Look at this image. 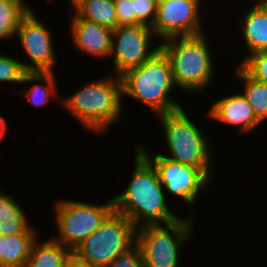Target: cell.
<instances>
[{
    "label": "cell",
    "mask_w": 267,
    "mask_h": 267,
    "mask_svg": "<svg viewBox=\"0 0 267 267\" xmlns=\"http://www.w3.org/2000/svg\"><path fill=\"white\" fill-rule=\"evenodd\" d=\"M133 169L127 187L115 194V211L127 217L137 228L166 224L181 216L171 210L156 168L134 147Z\"/></svg>",
    "instance_id": "cell-1"
},
{
    "label": "cell",
    "mask_w": 267,
    "mask_h": 267,
    "mask_svg": "<svg viewBox=\"0 0 267 267\" xmlns=\"http://www.w3.org/2000/svg\"><path fill=\"white\" fill-rule=\"evenodd\" d=\"M122 99V78L109 74L86 81L69 96H63L60 105L81 124L83 130L101 137L112 124H121Z\"/></svg>",
    "instance_id": "cell-2"
},
{
    "label": "cell",
    "mask_w": 267,
    "mask_h": 267,
    "mask_svg": "<svg viewBox=\"0 0 267 267\" xmlns=\"http://www.w3.org/2000/svg\"><path fill=\"white\" fill-rule=\"evenodd\" d=\"M207 34L171 37L160 42V49L171 63L175 84L183 94L186 91L191 95H202L214 82L212 58L215 55L211 54L213 50Z\"/></svg>",
    "instance_id": "cell-3"
},
{
    "label": "cell",
    "mask_w": 267,
    "mask_h": 267,
    "mask_svg": "<svg viewBox=\"0 0 267 267\" xmlns=\"http://www.w3.org/2000/svg\"><path fill=\"white\" fill-rule=\"evenodd\" d=\"M121 78L124 100L129 97L140 102L155 116L183 107L173 96L178 87L171 63L161 49L142 65L128 70Z\"/></svg>",
    "instance_id": "cell-4"
},
{
    "label": "cell",
    "mask_w": 267,
    "mask_h": 267,
    "mask_svg": "<svg viewBox=\"0 0 267 267\" xmlns=\"http://www.w3.org/2000/svg\"><path fill=\"white\" fill-rule=\"evenodd\" d=\"M187 109L181 107L175 111L157 115L168 153L162 156L173 161L200 168L211 180L214 178V148L201 126L190 117ZM212 149V150H211ZM213 151V152H212Z\"/></svg>",
    "instance_id": "cell-5"
},
{
    "label": "cell",
    "mask_w": 267,
    "mask_h": 267,
    "mask_svg": "<svg viewBox=\"0 0 267 267\" xmlns=\"http://www.w3.org/2000/svg\"><path fill=\"white\" fill-rule=\"evenodd\" d=\"M195 219L193 216H181L170 223L138 227L136 246L141 252L145 266L179 267L182 247L194 240Z\"/></svg>",
    "instance_id": "cell-6"
},
{
    "label": "cell",
    "mask_w": 267,
    "mask_h": 267,
    "mask_svg": "<svg viewBox=\"0 0 267 267\" xmlns=\"http://www.w3.org/2000/svg\"><path fill=\"white\" fill-rule=\"evenodd\" d=\"M109 199L102 204L68 198L56 200L52 208L57 233L50 237L73 251L115 210L113 197Z\"/></svg>",
    "instance_id": "cell-7"
},
{
    "label": "cell",
    "mask_w": 267,
    "mask_h": 267,
    "mask_svg": "<svg viewBox=\"0 0 267 267\" xmlns=\"http://www.w3.org/2000/svg\"><path fill=\"white\" fill-rule=\"evenodd\" d=\"M137 227L115 210L72 252L96 267H107L136 245Z\"/></svg>",
    "instance_id": "cell-8"
},
{
    "label": "cell",
    "mask_w": 267,
    "mask_h": 267,
    "mask_svg": "<svg viewBox=\"0 0 267 267\" xmlns=\"http://www.w3.org/2000/svg\"><path fill=\"white\" fill-rule=\"evenodd\" d=\"M136 144L134 147L156 168L166 196L169 194L167 197L172 195L175 199H182L188 205V212L190 213L188 216L194 215L196 217L194 204L198 196H204L205 193H208L207 190L212 180L198 167L173 161L162 156L161 151L151 156L150 149L146 147L145 143L139 144L137 141Z\"/></svg>",
    "instance_id": "cell-9"
},
{
    "label": "cell",
    "mask_w": 267,
    "mask_h": 267,
    "mask_svg": "<svg viewBox=\"0 0 267 267\" xmlns=\"http://www.w3.org/2000/svg\"><path fill=\"white\" fill-rule=\"evenodd\" d=\"M156 38L151 27L137 24L117 26L113 30L112 58L113 75L122 76L128 70L142 65L160 50V43L154 45ZM153 45V46H152Z\"/></svg>",
    "instance_id": "cell-10"
},
{
    "label": "cell",
    "mask_w": 267,
    "mask_h": 267,
    "mask_svg": "<svg viewBox=\"0 0 267 267\" xmlns=\"http://www.w3.org/2000/svg\"><path fill=\"white\" fill-rule=\"evenodd\" d=\"M51 30L33 7L21 19L15 37L29 58V61L20 60L27 72H55L53 68H56L58 56L54 51V33Z\"/></svg>",
    "instance_id": "cell-11"
},
{
    "label": "cell",
    "mask_w": 267,
    "mask_h": 267,
    "mask_svg": "<svg viewBox=\"0 0 267 267\" xmlns=\"http://www.w3.org/2000/svg\"><path fill=\"white\" fill-rule=\"evenodd\" d=\"M204 1L170 0L158 3L156 18L151 27L157 40L156 43L171 37L205 33V25L200 16L202 11L200 9L207 5Z\"/></svg>",
    "instance_id": "cell-12"
},
{
    "label": "cell",
    "mask_w": 267,
    "mask_h": 267,
    "mask_svg": "<svg viewBox=\"0 0 267 267\" xmlns=\"http://www.w3.org/2000/svg\"><path fill=\"white\" fill-rule=\"evenodd\" d=\"M70 16L68 32L75 48L95 61L108 60L112 50L113 30L79 18L75 13Z\"/></svg>",
    "instance_id": "cell-13"
},
{
    "label": "cell",
    "mask_w": 267,
    "mask_h": 267,
    "mask_svg": "<svg viewBox=\"0 0 267 267\" xmlns=\"http://www.w3.org/2000/svg\"><path fill=\"white\" fill-rule=\"evenodd\" d=\"M240 92L218 98L205 113L207 119L216 120L232 128L234 126L238 133L246 135L256 131L263 123L256 117L242 91Z\"/></svg>",
    "instance_id": "cell-14"
},
{
    "label": "cell",
    "mask_w": 267,
    "mask_h": 267,
    "mask_svg": "<svg viewBox=\"0 0 267 267\" xmlns=\"http://www.w3.org/2000/svg\"><path fill=\"white\" fill-rule=\"evenodd\" d=\"M253 3L237 22L242 35L240 39H244L243 44L247 51L241 62L250 54L267 51V7L264 3Z\"/></svg>",
    "instance_id": "cell-15"
},
{
    "label": "cell",
    "mask_w": 267,
    "mask_h": 267,
    "mask_svg": "<svg viewBox=\"0 0 267 267\" xmlns=\"http://www.w3.org/2000/svg\"><path fill=\"white\" fill-rule=\"evenodd\" d=\"M16 197L0 188V234L5 237L17 233H38L28 220L24 204L20 205Z\"/></svg>",
    "instance_id": "cell-16"
},
{
    "label": "cell",
    "mask_w": 267,
    "mask_h": 267,
    "mask_svg": "<svg viewBox=\"0 0 267 267\" xmlns=\"http://www.w3.org/2000/svg\"><path fill=\"white\" fill-rule=\"evenodd\" d=\"M56 80L54 72H26L22 84L32 85L21 89L22 97L35 107L46 106L45 104L50 103L52 97L61 104L60 95L58 96L59 84L57 85Z\"/></svg>",
    "instance_id": "cell-17"
},
{
    "label": "cell",
    "mask_w": 267,
    "mask_h": 267,
    "mask_svg": "<svg viewBox=\"0 0 267 267\" xmlns=\"http://www.w3.org/2000/svg\"><path fill=\"white\" fill-rule=\"evenodd\" d=\"M72 251L51 237L34 241L25 267H63L65 259Z\"/></svg>",
    "instance_id": "cell-18"
},
{
    "label": "cell",
    "mask_w": 267,
    "mask_h": 267,
    "mask_svg": "<svg viewBox=\"0 0 267 267\" xmlns=\"http://www.w3.org/2000/svg\"><path fill=\"white\" fill-rule=\"evenodd\" d=\"M38 233H17L5 236L3 241L2 267H25L31 247Z\"/></svg>",
    "instance_id": "cell-19"
},
{
    "label": "cell",
    "mask_w": 267,
    "mask_h": 267,
    "mask_svg": "<svg viewBox=\"0 0 267 267\" xmlns=\"http://www.w3.org/2000/svg\"><path fill=\"white\" fill-rule=\"evenodd\" d=\"M234 74L236 78L244 82L241 91L252 106L256 117L265 124L267 121V84L251 77L239 64L236 65Z\"/></svg>",
    "instance_id": "cell-20"
},
{
    "label": "cell",
    "mask_w": 267,
    "mask_h": 267,
    "mask_svg": "<svg viewBox=\"0 0 267 267\" xmlns=\"http://www.w3.org/2000/svg\"><path fill=\"white\" fill-rule=\"evenodd\" d=\"M71 11L79 18L95 22L112 30L117 27L114 0H82Z\"/></svg>",
    "instance_id": "cell-21"
},
{
    "label": "cell",
    "mask_w": 267,
    "mask_h": 267,
    "mask_svg": "<svg viewBox=\"0 0 267 267\" xmlns=\"http://www.w3.org/2000/svg\"><path fill=\"white\" fill-rule=\"evenodd\" d=\"M26 0H0V40H12L21 19L30 11ZM12 38V39H11Z\"/></svg>",
    "instance_id": "cell-22"
},
{
    "label": "cell",
    "mask_w": 267,
    "mask_h": 267,
    "mask_svg": "<svg viewBox=\"0 0 267 267\" xmlns=\"http://www.w3.org/2000/svg\"><path fill=\"white\" fill-rule=\"evenodd\" d=\"M27 71L24 69L21 61L7 53L0 52V84L21 85L24 75Z\"/></svg>",
    "instance_id": "cell-23"
},
{
    "label": "cell",
    "mask_w": 267,
    "mask_h": 267,
    "mask_svg": "<svg viewBox=\"0 0 267 267\" xmlns=\"http://www.w3.org/2000/svg\"><path fill=\"white\" fill-rule=\"evenodd\" d=\"M238 64L251 77L267 84V51L250 54Z\"/></svg>",
    "instance_id": "cell-24"
},
{
    "label": "cell",
    "mask_w": 267,
    "mask_h": 267,
    "mask_svg": "<svg viewBox=\"0 0 267 267\" xmlns=\"http://www.w3.org/2000/svg\"><path fill=\"white\" fill-rule=\"evenodd\" d=\"M135 12V25L152 27L157 14L156 0H132Z\"/></svg>",
    "instance_id": "cell-25"
},
{
    "label": "cell",
    "mask_w": 267,
    "mask_h": 267,
    "mask_svg": "<svg viewBox=\"0 0 267 267\" xmlns=\"http://www.w3.org/2000/svg\"><path fill=\"white\" fill-rule=\"evenodd\" d=\"M117 26L135 25V12L132 0H114Z\"/></svg>",
    "instance_id": "cell-26"
},
{
    "label": "cell",
    "mask_w": 267,
    "mask_h": 267,
    "mask_svg": "<svg viewBox=\"0 0 267 267\" xmlns=\"http://www.w3.org/2000/svg\"><path fill=\"white\" fill-rule=\"evenodd\" d=\"M107 267H146L139 248L135 245L128 252L119 255Z\"/></svg>",
    "instance_id": "cell-27"
},
{
    "label": "cell",
    "mask_w": 267,
    "mask_h": 267,
    "mask_svg": "<svg viewBox=\"0 0 267 267\" xmlns=\"http://www.w3.org/2000/svg\"><path fill=\"white\" fill-rule=\"evenodd\" d=\"M63 267H96L88 261L80 259L74 252H71L64 261Z\"/></svg>",
    "instance_id": "cell-28"
},
{
    "label": "cell",
    "mask_w": 267,
    "mask_h": 267,
    "mask_svg": "<svg viewBox=\"0 0 267 267\" xmlns=\"http://www.w3.org/2000/svg\"><path fill=\"white\" fill-rule=\"evenodd\" d=\"M8 128H9V123L3 116L0 115V144L1 140H3L5 135L7 134Z\"/></svg>",
    "instance_id": "cell-29"
},
{
    "label": "cell",
    "mask_w": 267,
    "mask_h": 267,
    "mask_svg": "<svg viewBox=\"0 0 267 267\" xmlns=\"http://www.w3.org/2000/svg\"><path fill=\"white\" fill-rule=\"evenodd\" d=\"M3 241L4 236L0 234V267H2Z\"/></svg>",
    "instance_id": "cell-30"
},
{
    "label": "cell",
    "mask_w": 267,
    "mask_h": 267,
    "mask_svg": "<svg viewBox=\"0 0 267 267\" xmlns=\"http://www.w3.org/2000/svg\"><path fill=\"white\" fill-rule=\"evenodd\" d=\"M82 0H71L69 2V5L71 4V8H74L78 3H80Z\"/></svg>",
    "instance_id": "cell-31"
},
{
    "label": "cell",
    "mask_w": 267,
    "mask_h": 267,
    "mask_svg": "<svg viewBox=\"0 0 267 267\" xmlns=\"http://www.w3.org/2000/svg\"><path fill=\"white\" fill-rule=\"evenodd\" d=\"M250 1L255 2V3H264V2L267 1V0H255V1L250 0Z\"/></svg>",
    "instance_id": "cell-32"
},
{
    "label": "cell",
    "mask_w": 267,
    "mask_h": 267,
    "mask_svg": "<svg viewBox=\"0 0 267 267\" xmlns=\"http://www.w3.org/2000/svg\"><path fill=\"white\" fill-rule=\"evenodd\" d=\"M157 3H164V2H167V1H170V0H156Z\"/></svg>",
    "instance_id": "cell-33"
}]
</instances>
